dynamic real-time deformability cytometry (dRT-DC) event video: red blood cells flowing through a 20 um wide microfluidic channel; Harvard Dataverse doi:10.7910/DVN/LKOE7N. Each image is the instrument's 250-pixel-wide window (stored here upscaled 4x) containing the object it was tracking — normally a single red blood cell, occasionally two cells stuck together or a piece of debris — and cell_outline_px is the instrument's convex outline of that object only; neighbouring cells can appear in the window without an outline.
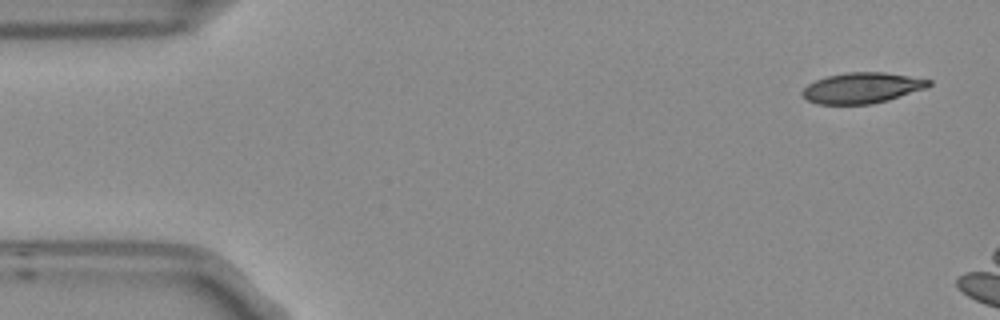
{"species": "Egyptian fruit bat (a non-hibernating species)", "species_latin": "Rousettus aegyptiacus", "temperature_condition": "room temperature", "stored_images_in_passage": 3, "camera_frame_rate_fps": 3000, "um_per_image_px": 0.085, "frame": {"image": 1, "passage_image": 1, "time_ms": 0.0, "image_size_px": [1000, 320], "cell_outline_px": [[932, 84], [928, 88], [888, 100], [872, 104], [816, 104], [808, 100], [800, 92], [808, 84], [816, 80], [828, 76], [848, 72], [884, 72], [932, 80]], "centroid_in_image_um": [73.3, 7.48], "position_along_channel_um": 11.7, "area_um2": 22.6}}